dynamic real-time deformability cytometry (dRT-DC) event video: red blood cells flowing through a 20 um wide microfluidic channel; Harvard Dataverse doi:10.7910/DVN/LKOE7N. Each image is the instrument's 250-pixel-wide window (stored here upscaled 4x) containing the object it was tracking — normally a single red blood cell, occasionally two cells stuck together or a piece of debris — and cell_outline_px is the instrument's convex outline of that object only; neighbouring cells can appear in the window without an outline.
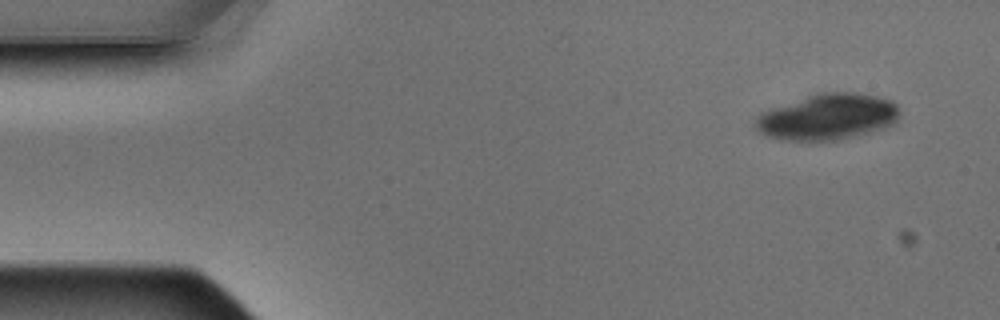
{"species": "Egyptian fruit bat (a non-hibernating species)", "species_latin": "Rousettus aegyptiacus", "temperature_condition": "warm", "stored_images_in_passage": 14, "camera_frame_rate_fps": 3000, "um_per_image_px": 0.085, "animal": {"sex": "male"}, "frame": {"image": 1, "passage_image": 1, "time_ms": 0.0, "image_size_px": [1000, 320], "cell_outline_px": [[900, 116], [892, 124], [868, 132], [836, 140], [780, 140], [768, 136], [760, 132], [756, 128], [756, 116], [760, 112], [820, 92], [856, 92], [876, 96], [892, 100], [900, 108]], "centroid_in_image_um": [70.36, 9.92], "position_along_channel_um": 14.6, "area_um2": 38.32}}
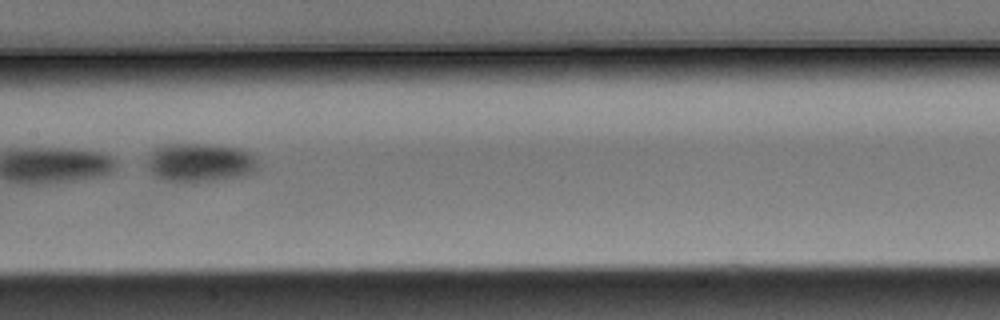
{"frame": {"image": 2, "passage_image": 7, "time_ms": 2.0, "image_size_px": [1000, 320], "cell_outline_px": [[256, 172], [244, 176], [192, 184], [164, 180], [152, 176], [148, 168], [148, 156], [152, 148], [164, 144], [208, 144], [240, 148], [248, 152], [256, 160]], "centroid_in_image_um": [16.94, 13.84], "position_along_channel_um": 190.5, "area_um2": 25.66}}
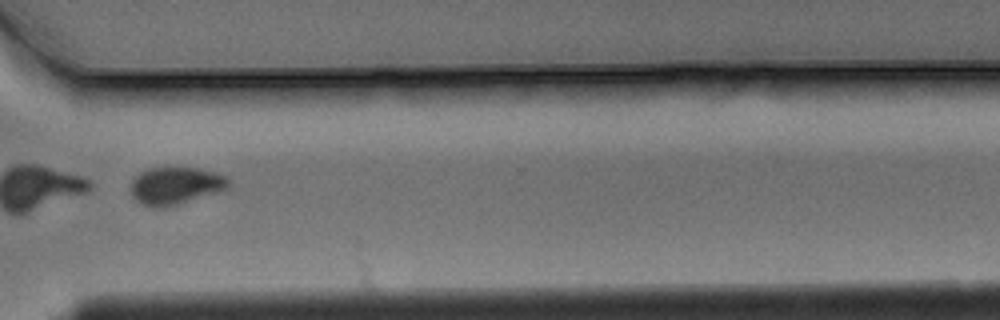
{"frame": {"image": 3, "passage_image": 11, "time_ms": 3.333, "image_size_px": [1000, 320], "cell_outline_px": [[228, 188], [164, 208], [152, 208], [140, 204], [132, 196], [132, 180], [140, 172], [148, 168], [168, 164], [196, 168], [216, 172], [228, 176]], "centroid_in_image_um": [14.88, 15.73], "position_along_channel_um": 355.7, "area_um2": 21.79}}